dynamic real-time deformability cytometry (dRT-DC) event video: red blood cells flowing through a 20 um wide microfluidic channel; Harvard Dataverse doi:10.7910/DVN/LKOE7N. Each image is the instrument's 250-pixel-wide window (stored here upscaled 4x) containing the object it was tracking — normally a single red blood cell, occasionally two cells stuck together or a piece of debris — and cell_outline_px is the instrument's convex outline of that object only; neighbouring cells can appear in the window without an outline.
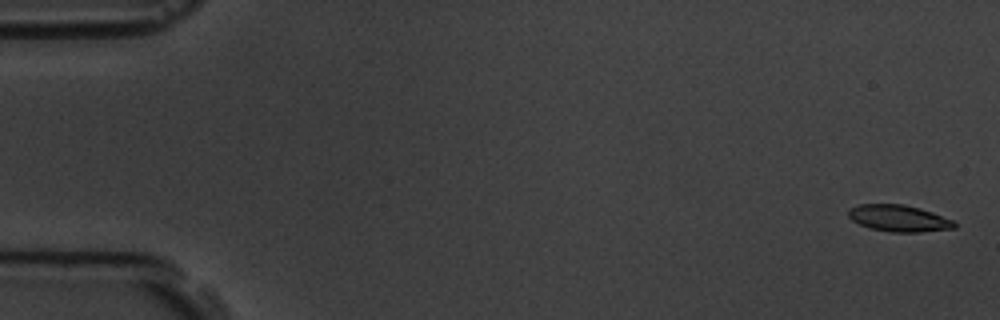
{"species": "common noctule bat (a hibernating species)", "species_latin": "Nyctalus noctula", "temperature_condition": "room temperature", "stored_images_in_passage": 4, "camera_frame_rate_fps": 3000, "um_per_image_px": 0.085, "animal": {"sex": "male", "body_mass_g": 19.5, "forearm_length_mm": 54.6}, "frame": {"image": 1, "passage_image": 1, "time_ms": 0.0, "image_size_px": [1000, 320], "cell_outline_px": [[956, 228], [920, 232], [892, 232], [868, 228], [852, 220], [848, 216], [848, 208], [860, 204], [904, 204], [920, 208], [932, 212], [952, 220], [956, 224]], "centroid_in_image_um": [76.38, 18.55], "position_along_channel_um": 8.6, "area_um2": 16.47}}